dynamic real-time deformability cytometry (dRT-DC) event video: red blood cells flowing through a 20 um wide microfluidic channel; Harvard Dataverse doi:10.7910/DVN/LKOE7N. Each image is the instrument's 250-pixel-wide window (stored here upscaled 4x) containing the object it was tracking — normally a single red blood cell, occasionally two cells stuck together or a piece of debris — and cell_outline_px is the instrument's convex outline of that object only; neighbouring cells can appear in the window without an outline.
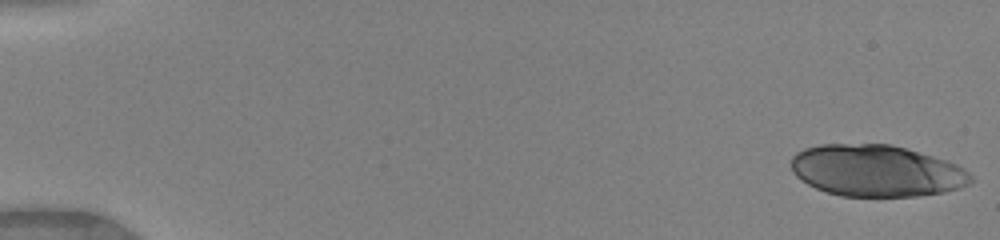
{"species": "human", "species_latin": "Homo sapiens", "temperature_condition": "warm", "stored_images_in_passage": 48, "camera_frame_rate_fps": 3000, "um_per_image_px": 0.085, "donor": {"sex": "female"}, "frame": {"image": 1, "passage_image": 1, "time_ms": 0.0, "image_size_px": [1000, 240], "cell_outline_px": [[972, 180], [968, 184], [960, 188], [944, 192], [920, 196], [840, 196], [816, 188], [800, 180], [792, 172], [792, 156], [796, 152], [804, 148], [820, 144], [892, 144], [932, 156], [956, 164], [964, 168], [972, 176]], "centroid_in_image_um": [74.48, 14.51], "position_along_channel_um": 10.5, "area_um2": 54.1}}
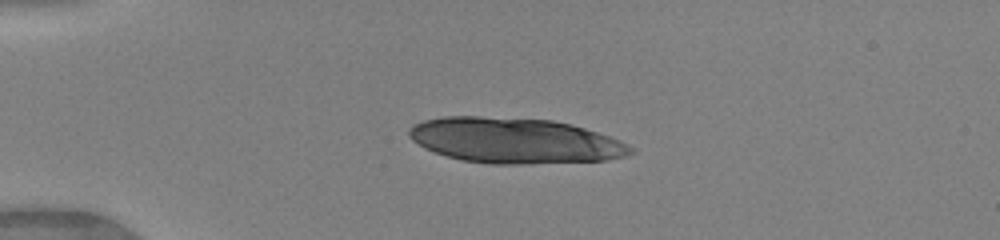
{"frame": {"image": 2, "passage_image": 12, "time_ms": 3.667, "image_size_px": [1000, 240], "cell_outline_px": [[636, 152], [624, 156], [608, 160], [532, 164], [492, 164], [460, 160], [424, 148], [412, 140], [408, 136], [408, 128], [412, 124], [424, 120], [444, 116], [480, 116], [552, 120], [584, 128], [620, 140], [628, 144]], "centroid_in_image_um": [43.73, 11.95], "position_along_channel_um": 41.3, "area_um2": 58.84}, "authors_computed_cell_mechanics": {"area_um2": 32.6281, "velocity_mm_per_s": 4.1279, "shape_relaxation_time_tau1_ms": 4.7531, "shape_relaxation_time_tau2_ms": 0.7576, "deformation_change_tau1": 0.2049, "deformation_change_tau2": 0.0639}}